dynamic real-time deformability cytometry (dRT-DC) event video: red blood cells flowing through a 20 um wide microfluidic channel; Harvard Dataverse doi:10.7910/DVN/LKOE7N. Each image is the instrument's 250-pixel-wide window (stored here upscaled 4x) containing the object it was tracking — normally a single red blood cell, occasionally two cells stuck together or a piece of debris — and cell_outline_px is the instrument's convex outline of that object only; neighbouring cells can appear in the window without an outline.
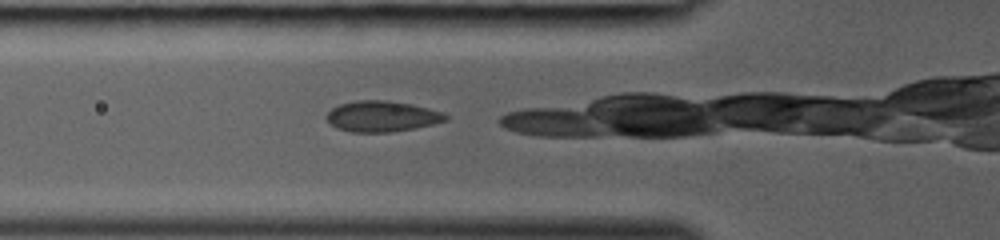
{"species": "common noctule bat (a hibernating species)", "species_latin": "Nyctalus noctula", "temperature_condition": "room temperature", "stored_images_in_passage": 20, "camera_frame_rate_fps": 3000, "um_per_image_px": 0.085, "animal": {"sex": "female", "body_mass_g": 19.0, "forearm_length_mm": 53.3}, "frame": {"image": 1, "passage_image": 2, "time_ms": 0.333, "image_size_px": [1000, 240], "cell_outline_px": [[448, 120], [416, 128], [392, 132], [352, 132], [336, 128], [324, 116], [332, 108], [340, 104], [356, 100], [384, 100], [412, 104], [444, 112], [448, 116]], "centroid_in_image_um": [32.48, 9.89], "position_along_channel_um": 93.3, "area_um2": 21.44}}
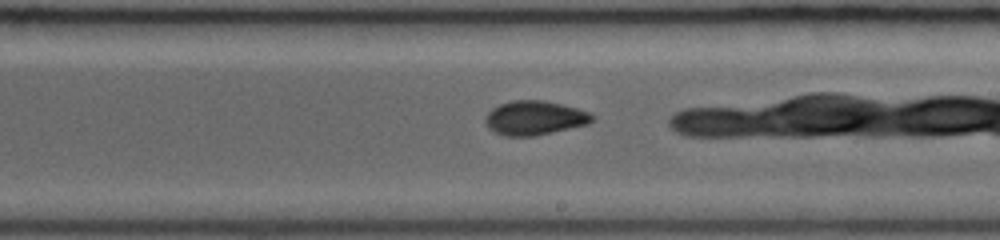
{"frame": {"image": 2, "passage_image": 11, "time_ms": 3.333, "image_size_px": [1000, 240], "cell_outline_px": [[596, 120], [588, 124], [536, 136], [504, 136], [488, 128], [484, 124], [484, 116], [492, 108], [500, 104], [512, 100], [544, 100], [576, 108], [588, 112], [596, 116]], "centroid_in_image_um": [45.43, 10.03], "position_along_channel_um": 243.6, "area_um2": 21.5}}
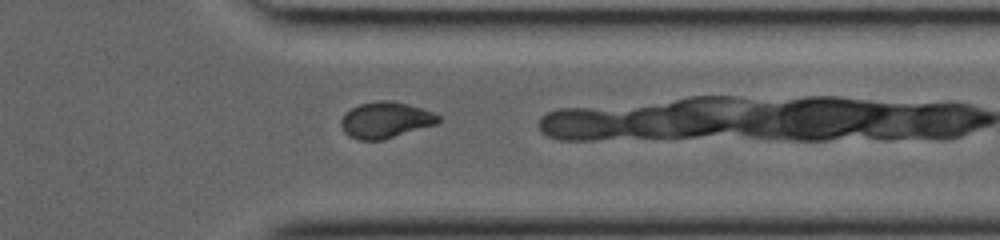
{"frame": {"image": 3, "passage_image": 19, "time_ms": 6.0, "image_size_px": [1000, 240], "cell_outline_px": [[440, 124], [384, 140], [360, 140], [348, 136], [344, 132], [340, 124], [340, 120], [352, 108], [360, 104], [380, 100], [388, 100], [408, 104], [432, 112], [440, 116]], "centroid_in_image_um": [32.81, 10.22], "position_along_channel_um": 378.6, "area_um2": 20.63}}